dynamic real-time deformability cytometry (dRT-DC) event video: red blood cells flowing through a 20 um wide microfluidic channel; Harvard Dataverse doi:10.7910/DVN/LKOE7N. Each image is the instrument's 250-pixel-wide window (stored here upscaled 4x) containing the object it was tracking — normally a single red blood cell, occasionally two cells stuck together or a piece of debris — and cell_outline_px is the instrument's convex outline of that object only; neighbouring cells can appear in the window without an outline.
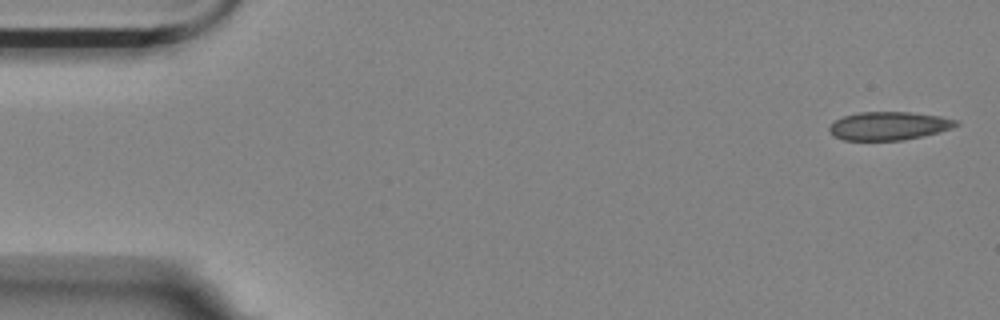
{"species": "Egyptian fruit bat (a non-hibernating species)", "species_latin": "Rousettus aegyptiacus", "temperature_condition": "room temperature", "stored_images_in_passage": 4, "camera_frame_rate_fps": 3000, "um_per_image_px": 0.085, "animal": {"sex": "female"}, "frame": {"image": 1, "passage_image": 1, "time_ms": 0.0, "image_size_px": [1000, 320], "cell_outline_px": [[960, 124], [952, 128], [924, 136], [904, 140], [844, 140], [836, 136], [828, 128], [836, 120], [844, 116], [860, 112], [908, 112], [940, 116], [960, 120]], "centroid_in_image_um": [75.62, 10.7], "position_along_channel_um": 9.4, "area_um2": 20.81}}
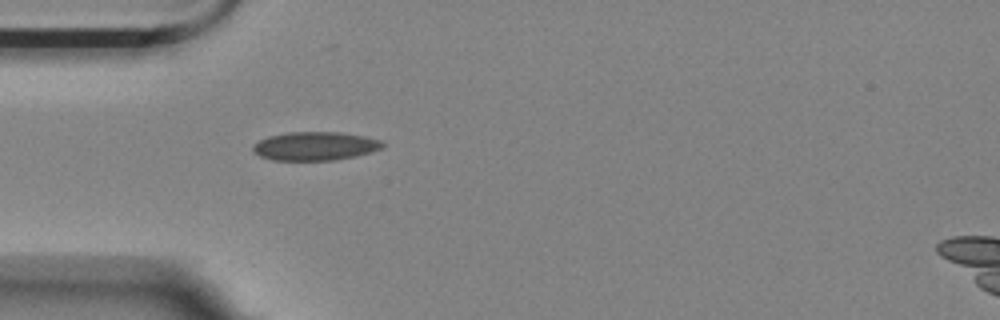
{"frame": {"image": 2, "passage_image": 4, "time_ms": 4.667, "image_size_px": [1000, 320], "cell_outline_px": [[388, 144], [372, 152], [356, 156], [336, 160], [272, 160], [260, 156], [252, 152], [252, 144], [268, 136], [288, 132], [340, 132], [364, 136], [384, 140]], "centroid_in_image_um": [26.81, 12.41], "position_along_channel_um": 58.2, "area_um2": 21.91}}